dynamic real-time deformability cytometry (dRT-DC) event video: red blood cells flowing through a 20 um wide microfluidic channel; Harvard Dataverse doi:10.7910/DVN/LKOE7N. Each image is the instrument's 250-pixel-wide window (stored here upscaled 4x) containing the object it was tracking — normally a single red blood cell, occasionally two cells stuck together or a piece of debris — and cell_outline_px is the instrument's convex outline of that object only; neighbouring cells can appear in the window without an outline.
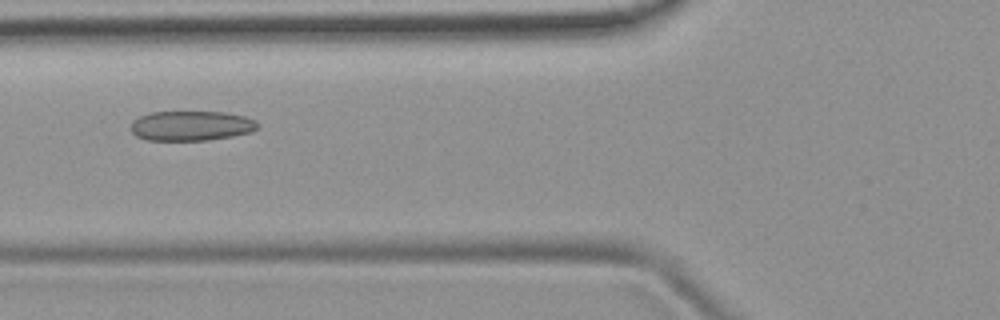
{"species": "common noctule bat (a hibernating species)", "species_latin": "Nyctalus noctula", "temperature_condition": "room temperature", "stored_images_in_passage": 50, "camera_frame_rate_fps": 3000, "um_per_image_px": 0.085, "animal": {"sex": "female", "body_mass_g": 19.9}, "frame": {"image": 1, "passage_image": 19, "time_ms": 6.0, "image_size_px": [1000, 320], "cell_outline_px": [[260, 124], [252, 132], [232, 136], [208, 140], [144, 140], [136, 136], [132, 132], [132, 120], [140, 116], [152, 112], [224, 112], [244, 116], [256, 120]], "centroid_in_image_um": [16.26, 10.69], "position_along_channel_um": 109.5, "area_um2": 22.08}}
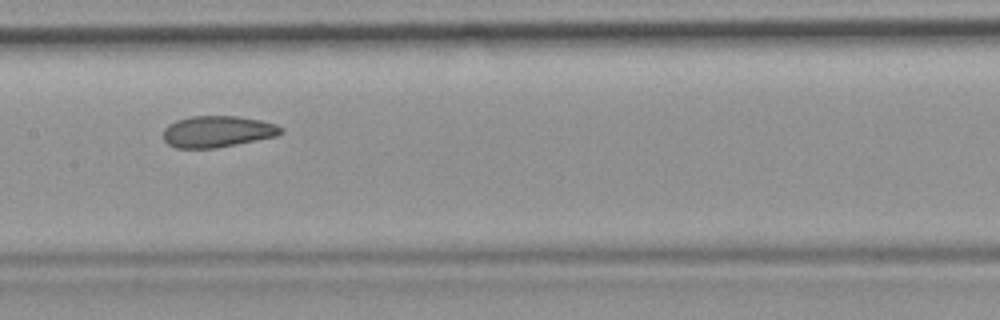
{"frame": {"image": 2, "passage_image": 25, "time_ms": 8.0, "image_size_px": [1000, 320], "cell_outline_px": [[284, 132], [276, 136], [216, 148], [176, 148], [168, 144], [164, 140], [164, 128], [168, 124], [176, 120], [192, 116], [236, 116], [260, 120], [276, 124], [284, 128]], "centroid_in_image_um": [18.48, 11.18], "position_along_channel_um": 188.9, "area_um2": 21.56}}
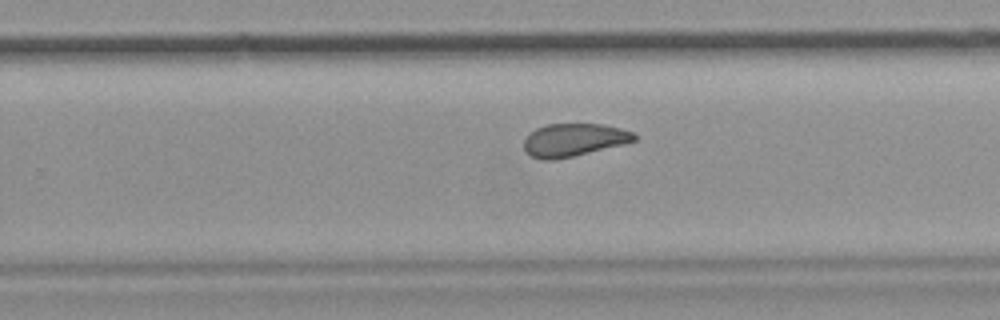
{"frame": {"image": 3, "passage_image": 32, "time_ms": 10.333, "image_size_px": [1000, 320], "cell_outline_px": [[636, 140], [624, 144], [572, 156], [552, 160], [544, 160], [532, 156], [524, 148], [524, 140], [536, 128], [548, 124], [604, 124], [636, 132]], "centroid_in_image_um": [48.81, 11.88], "position_along_channel_um": 281.0, "area_um2": 20.92}, "authors_computed_cell_mechanics": {"area_um2": 22.6287, "velocity_mm_per_s": 3.9695, "shape_relaxation_time_tau1_ms": null, "shape_relaxation_time_tau2_ms": 1.4606, "deformation_change_tau1": null, "deformation_change_tau2": 0.0671}}